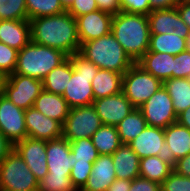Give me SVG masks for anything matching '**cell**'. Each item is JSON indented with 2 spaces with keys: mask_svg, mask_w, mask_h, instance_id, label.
Returning <instances> with one entry per match:
<instances>
[{
  "mask_svg": "<svg viewBox=\"0 0 190 191\" xmlns=\"http://www.w3.org/2000/svg\"><path fill=\"white\" fill-rule=\"evenodd\" d=\"M27 137L39 140H53L62 137V124L46 117L33 106L25 110Z\"/></svg>",
  "mask_w": 190,
  "mask_h": 191,
  "instance_id": "obj_16",
  "label": "cell"
},
{
  "mask_svg": "<svg viewBox=\"0 0 190 191\" xmlns=\"http://www.w3.org/2000/svg\"><path fill=\"white\" fill-rule=\"evenodd\" d=\"M6 76L0 71V95L3 94V86L5 82Z\"/></svg>",
  "mask_w": 190,
  "mask_h": 191,
  "instance_id": "obj_51",
  "label": "cell"
},
{
  "mask_svg": "<svg viewBox=\"0 0 190 191\" xmlns=\"http://www.w3.org/2000/svg\"><path fill=\"white\" fill-rule=\"evenodd\" d=\"M93 163L76 162L72 169L70 178L73 186L77 191H80L86 184L92 171Z\"/></svg>",
  "mask_w": 190,
  "mask_h": 191,
  "instance_id": "obj_37",
  "label": "cell"
},
{
  "mask_svg": "<svg viewBox=\"0 0 190 191\" xmlns=\"http://www.w3.org/2000/svg\"><path fill=\"white\" fill-rule=\"evenodd\" d=\"M48 173L70 175L73 162L70 142L63 137L46 141Z\"/></svg>",
  "mask_w": 190,
  "mask_h": 191,
  "instance_id": "obj_17",
  "label": "cell"
},
{
  "mask_svg": "<svg viewBox=\"0 0 190 191\" xmlns=\"http://www.w3.org/2000/svg\"><path fill=\"white\" fill-rule=\"evenodd\" d=\"M42 91L43 81L12 73L6 76L2 95L18 108L27 110L34 105L35 99Z\"/></svg>",
  "mask_w": 190,
  "mask_h": 191,
  "instance_id": "obj_9",
  "label": "cell"
},
{
  "mask_svg": "<svg viewBox=\"0 0 190 191\" xmlns=\"http://www.w3.org/2000/svg\"><path fill=\"white\" fill-rule=\"evenodd\" d=\"M33 107L46 117L54 119L62 125L71 109L62 95L50 93L45 90L35 99Z\"/></svg>",
  "mask_w": 190,
  "mask_h": 191,
  "instance_id": "obj_23",
  "label": "cell"
},
{
  "mask_svg": "<svg viewBox=\"0 0 190 191\" xmlns=\"http://www.w3.org/2000/svg\"><path fill=\"white\" fill-rule=\"evenodd\" d=\"M67 58L68 56L58 49L30 41L18 51L14 73L43 81L49 72Z\"/></svg>",
  "mask_w": 190,
  "mask_h": 191,
  "instance_id": "obj_4",
  "label": "cell"
},
{
  "mask_svg": "<svg viewBox=\"0 0 190 191\" xmlns=\"http://www.w3.org/2000/svg\"><path fill=\"white\" fill-rule=\"evenodd\" d=\"M129 191H161V184L139 176L131 181Z\"/></svg>",
  "mask_w": 190,
  "mask_h": 191,
  "instance_id": "obj_42",
  "label": "cell"
},
{
  "mask_svg": "<svg viewBox=\"0 0 190 191\" xmlns=\"http://www.w3.org/2000/svg\"><path fill=\"white\" fill-rule=\"evenodd\" d=\"M190 76V52L187 50L174 56V70L172 78H189Z\"/></svg>",
  "mask_w": 190,
  "mask_h": 191,
  "instance_id": "obj_39",
  "label": "cell"
},
{
  "mask_svg": "<svg viewBox=\"0 0 190 191\" xmlns=\"http://www.w3.org/2000/svg\"><path fill=\"white\" fill-rule=\"evenodd\" d=\"M173 171V163L166 155L140 159L139 176L161 184Z\"/></svg>",
  "mask_w": 190,
  "mask_h": 191,
  "instance_id": "obj_25",
  "label": "cell"
},
{
  "mask_svg": "<svg viewBox=\"0 0 190 191\" xmlns=\"http://www.w3.org/2000/svg\"><path fill=\"white\" fill-rule=\"evenodd\" d=\"M182 0H149L151 12L177 7Z\"/></svg>",
  "mask_w": 190,
  "mask_h": 191,
  "instance_id": "obj_45",
  "label": "cell"
},
{
  "mask_svg": "<svg viewBox=\"0 0 190 191\" xmlns=\"http://www.w3.org/2000/svg\"><path fill=\"white\" fill-rule=\"evenodd\" d=\"M79 52L98 68L123 75L135 63L111 32L98 39L84 42Z\"/></svg>",
  "mask_w": 190,
  "mask_h": 191,
  "instance_id": "obj_3",
  "label": "cell"
},
{
  "mask_svg": "<svg viewBox=\"0 0 190 191\" xmlns=\"http://www.w3.org/2000/svg\"><path fill=\"white\" fill-rule=\"evenodd\" d=\"M25 110L0 95V133L12 144L27 137Z\"/></svg>",
  "mask_w": 190,
  "mask_h": 191,
  "instance_id": "obj_11",
  "label": "cell"
},
{
  "mask_svg": "<svg viewBox=\"0 0 190 191\" xmlns=\"http://www.w3.org/2000/svg\"><path fill=\"white\" fill-rule=\"evenodd\" d=\"M91 140L99 155H112L122 145L117 128L104 124L93 134Z\"/></svg>",
  "mask_w": 190,
  "mask_h": 191,
  "instance_id": "obj_30",
  "label": "cell"
},
{
  "mask_svg": "<svg viewBox=\"0 0 190 191\" xmlns=\"http://www.w3.org/2000/svg\"><path fill=\"white\" fill-rule=\"evenodd\" d=\"M29 22L32 42L58 49L68 57L80 51L76 18L67 11Z\"/></svg>",
  "mask_w": 190,
  "mask_h": 191,
  "instance_id": "obj_1",
  "label": "cell"
},
{
  "mask_svg": "<svg viewBox=\"0 0 190 191\" xmlns=\"http://www.w3.org/2000/svg\"><path fill=\"white\" fill-rule=\"evenodd\" d=\"M116 179L112 155H99L85 186L80 191H106Z\"/></svg>",
  "mask_w": 190,
  "mask_h": 191,
  "instance_id": "obj_20",
  "label": "cell"
},
{
  "mask_svg": "<svg viewBox=\"0 0 190 191\" xmlns=\"http://www.w3.org/2000/svg\"><path fill=\"white\" fill-rule=\"evenodd\" d=\"M73 2L74 0H60V3L62 4L65 10H67L72 5Z\"/></svg>",
  "mask_w": 190,
  "mask_h": 191,
  "instance_id": "obj_50",
  "label": "cell"
},
{
  "mask_svg": "<svg viewBox=\"0 0 190 191\" xmlns=\"http://www.w3.org/2000/svg\"><path fill=\"white\" fill-rule=\"evenodd\" d=\"M13 149V145L0 133V162Z\"/></svg>",
  "mask_w": 190,
  "mask_h": 191,
  "instance_id": "obj_48",
  "label": "cell"
},
{
  "mask_svg": "<svg viewBox=\"0 0 190 191\" xmlns=\"http://www.w3.org/2000/svg\"><path fill=\"white\" fill-rule=\"evenodd\" d=\"M117 179L133 180L139 177L140 158L128 144H122L113 154Z\"/></svg>",
  "mask_w": 190,
  "mask_h": 191,
  "instance_id": "obj_24",
  "label": "cell"
},
{
  "mask_svg": "<svg viewBox=\"0 0 190 191\" xmlns=\"http://www.w3.org/2000/svg\"><path fill=\"white\" fill-rule=\"evenodd\" d=\"M18 51L0 42V71L5 75L14 73Z\"/></svg>",
  "mask_w": 190,
  "mask_h": 191,
  "instance_id": "obj_36",
  "label": "cell"
},
{
  "mask_svg": "<svg viewBox=\"0 0 190 191\" xmlns=\"http://www.w3.org/2000/svg\"><path fill=\"white\" fill-rule=\"evenodd\" d=\"M0 20H28L26 0H0Z\"/></svg>",
  "mask_w": 190,
  "mask_h": 191,
  "instance_id": "obj_34",
  "label": "cell"
},
{
  "mask_svg": "<svg viewBox=\"0 0 190 191\" xmlns=\"http://www.w3.org/2000/svg\"><path fill=\"white\" fill-rule=\"evenodd\" d=\"M173 170L179 175L190 177V154L174 162Z\"/></svg>",
  "mask_w": 190,
  "mask_h": 191,
  "instance_id": "obj_44",
  "label": "cell"
},
{
  "mask_svg": "<svg viewBox=\"0 0 190 191\" xmlns=\"http://www.w3.org/2000/svg\"><path fill=\"white\" fill-rule=\"evenodd\" d=\"M111 33L135 63L148 51L150 28L147 15L120 11L113 15Z\"/></svg>",
  "mask_w": 190,
  "mask_h": 191,
  "instance_id": "obj_2",
  "label": "cell"
},
{
  "mask_svg": "<svg viewBox=\"0 0 190 191\" xmlns=\"http://www.w3.org/2000/svg\"><path fill=\"white\" fill-rule=\"evenodd\" d=\"M182 21L190 29V0H182L181 3L176 7Z\"/></svg>",
  "mask_w": 190,
  "mask_h": 191,
  "instance_id": "obj_46",
  "label": "cell"
},
{
  "mask_svg": "<svg viewBox=\"0 0 190 191\" xmlns=\"http://www.w3.org/2000/svg\"><path fill=\"white\" fill-rule=\"evenodd\" d=\"M131 188V180L115 179L106 191H129Z\"/></svg>",
  "mask_w": 190,
  "mask_h": 191,
  "instance_id": "obj_47",
  "label": "cell"
},
{
  "mask_svg": "<svg viewBox=\"0 0 190 191\" xmlns=\"http://www.w3.org/2000/svg\"><path fill=\"white\" fill-rule=\"evenodd\" d=\"M150 35L173 33L178 37L186 39L190 29L182 21L176 7L164 10H155L147 15Z\"/></svg>",
  "mask_w": 190,
  "mask_h": 191,
  "instance_id": "obj_14",
  "label": "cell"
},
{
  "mask_svg": "<svg viewBox=\"0 0 190 191\" xmlns=\"http://www.w3.org/2000/svg\"><path fill=\"white\" fill-rule=\"evenodd\" d=\"M69 58L73 65V72L62 97L70 108L93 104L91 81L99 68L80 52H75Z\"/></svg>",
  "mask_w": 190,
  "mask_h": 191,
  "instance_id": "obj_5",
  "label": "cell"
},
{
  "mask_svg": "<svg viewBox=\"0 0 190 191\" xmlns=\"http://www.w3.org/2000/svg\"><path fill=\"white\" fill-rule=\"evenodd\" d=\"M161 191H190V177L179 175L173 170L161 183Z\"/></svg>",
  "mask_w": 190,
  "mask_h": 191,
  "instance_id": "obj_38",
  "label": "cell"
},
{
  "mask_svg": "<svg viewBox=\"0 0 190 191\" xmlns=\"http://www.w3.org/2000/svg\"><path fill=\"white\" fill-rule=\"evenodd\" d=\"M38 191H77L70 175L48 173L38 183Z\"/></svg>",
  "mask_w": 190,
  "mask_h": 191,
  "instance_id": "obj_35",
  "label": "cell"
},
{
  "mask_svg": "<svg viewBox=\"0 0 190 191\" xmlns=\"http://www.w3.org/2000/svg\"><path fill=\"white\" fill-rule=\"evenodd\" d=\"M73 162L94 163L99 156L91 138H82L70 142Z\"/></svg>",
  "mask_w": 190,
  "mask_h": 191,
  "instance_id": "obj_33",
  "label": "cell"
},
{
  "mask_svg": "<svg viewBox=\"0 0 190 191\" xmlns=\"http://www.w3.org/2000/svg\"><path fill=\"white\" fill-rule=\"evenodd\" d=\"M13 149L24 160L38 181L48 174L45 140L26 137L16 142L13 145Z\"/></svg>",
  "mask_w": 190,
  "mask_h": 191,
  "instance_id": "obj_12",
  "label": "cell"
},
{
  "mask_svg": "<svg viewBox=\"0 0 190 191\" xmlns=\"http://www.w3.org/2000/svg\"><path fill=\"white\" fill-rule=\"evenodd\" d=\"M139 109L148 126L165 129L177 122L172 99L163 85Z\"/></svg>",
  "mask_w": 190,
  "mask_h": 191,
  "instance_id": "obj_10",
  "label": "cell"
},
{
  "mask_svg": "<svg viewBox=\"0 0 190 191\" xmlns=\"http://www.w3.org/2000/svg\"><path fill=\"white\" fill-rule=\"evenodd\" d=\"M99 10L116 15L121 11L119 0H96Z\"/></svg>",
  "mask_w": 190,
  "mask_h": 191,
  "instance_id": "obj_43",
  "label": "cell"
},
{
  "mask_svg": "<svg viewBox=\"0 0 190 191\" xmlns=\"http://www.w3.org/2000/svg\"><path fill=\"white\" fill-rule=\"evenodd\" d=\"M101 125L93 104L71 108L62 126V137L69 142L91 138Z\"/></svg>",
  "mask_w": 190,
  "mask_h": 191,
  "instance_id": "obj_8",
  "label": "cell"
},
{
  "mask_svg": "<svg viewBox=\"0 0 190 191\" xmlns=\"http://www.w3.org/2000/svg\"><path fill=\"white\" fill-rule=\"evenodd\" d=\"M162 85L159 79L134 63L123 75L122 93L135 108H139Z\"/></svg>",
  "mask_w": 190,
  "mask_h": 191,
  "instance_id": "obj_7",
  "label": "cell"
},
{
  "mask_svg": "<svg viewBox=\"0 0 190 191\" xmlns=\"http://www.w3.org/2000/svg\"><path fill=\"white\" fill-rule=\"evenodd\" d=\"M148 51L178 55L186 51V39L173 33L150 35Z\"/></svg>",
  "mask_w": 190,
  "mask_h": 191,
  "instance_id": "obj_31",
  "label": "cell"
},
{
  "mask_svg": "<svg viewBox=\"0 0 190 191\" xmlns=\"http://www.w3.org/2000/svg\"><path fill=\"white\" fill-rule=\"evenodd\" d=\"M177 122L190 130V106L177 115Z\"/></svg>",
  "mask_w": 190,
  "mask_h": 191,
  "instance_id": "obj_49",
  "label": "cell"
},
{
  "mask_svg": "<svg viewBox=\"0 0 190 191\" xmlns=\"http://www.w3.org/2000/svg\"><path fill=\"white\" fill-rule=\"evenodd\" d=\"M172 99L176 115L190 106V81L188 78H170L163 82Z\"/></svg>",
  "mask_w": 190,
  "mask_h": 191,
  "instance_id": "obj_27",
  "label": "cell"
},
{
  "mask_svg": "<svg viewBox=\"0 0 190 191\" xmlns=\"http://www.w3.org/2000/svg\"><path fill=\"white\" fill-rule=\"evenodd\" d=\"M39 181L19 154L12 149L0 162V189L38 191Z\"/></svg>",
  "mask_w": 190,
  "mask_h": 191,
  "instance_id": "obj_6",
  "label": "cell"
},
{
  "mask_svg": "<svg viewBox=\"0 0 190 191\" xmlns=\"http://www.w3.org/2000/svg\"><path fill=\"white\" fill-rule=\"evenodd\" d=\"M136 63L162 83L172 78V71L174 70L173 55L147 51Z\"/></svg>",
  "mask_w": 190,
  "mask_h": 191,
  "instance_id": "obj_22",
  "label": "cell"
},
{
  "mask_svg": "<svg viewBox=\"0 0 190 191\" xmlns=\"http://www.w3.org/2000/svg\"><path fill=\"white\" fill-rule=\"evenodd\" d=\"M28 20L65 12L60 0H26Z\"/></svg>",
  "mask_w": 190,
  "mask_h": 191,
  "instance_id": "obj_32",
  "label": "cell"
},
{
  "mask_svg": "<svg viewBox=\"0 0 190 191\" xmlns=\"http://www.w3.org/2000/svg\"><path fill=\"white\" fill-rule=\"evenodd\" d=\"M30 41L29 20H0V42L20 51Z\"/></svg>",
  "mask_w": 190,
  "mask_h": 191,
  "instance_id": "obj_21",
  "label": "cell"
},
{
  "mask_svg": "<svg viewBox=\"0 0 190 191\" xmlns=\"http://www.w3.org/2000/svg\"><path fill=\"white\" fill-rule=\"evenodd\" d=\"M119 2L123 12L144 15L151 13L149 0H119Z\"/></svg>",
  "mask_w": 190,
  "mask_h": 191,
  "instance_id": "obj_40",
  "label": "cell"
},
{
  "mask_svg": "<svg viewBox=\"0 0 190 191\" xmlns=\"http://www.w3.org/2000/svg\"><path fill=\"white\" fill-rule=\"evenodd\" d=\"M112 18L113 15L99 9L76 17L80 45L109 34Z\"/></svg>",
  "mask_w": 190,
  "mask_h": 191,
  "instance_id": "obj_15",
  "label": "cell"
},
{
  "mask_svg": "<svg viewBox=\"0 0 190 191\" xmlns=\"http://www.w3.org/2000/svg\"><path fill=\"white\" fill-rule=\"evenodd\" d=\"M98 9L96 0H74L72 5L66 11L76 18Z\"/></svg>",
  "mask_w": 190,
  "mask_h": 191,
  "instance_id": "obj_41",
  "label": "cell"
},
{
  "mask_svg": "<svg viewBox=\"0 0 190 191\" xmlns=\"http://www.w3.org/2000/svg\"><path fill=\"white\" fill-rule=\"evenodd\" d=\"M165 155L172 162L190 154V130L178 122L164 129Z\"/></svg>",
  "mask_w": 190,
  "mask_h": 191,
  "instance_id": "obj_19",
  "label": "cell"
},
{
  "mask_svg": "<svg viewBox=\"0 0 190 191\" xmlns=\"http://www.w3.org/2000/svg\"><path fill=\"white\" fill-rule=\"evenodd\" d=\"M147 126V122L139 108H134L117 126L122 144L135 139Z\"/></svg>",
  "mask_w": 190,
  "mask_h": 191,
  "instance_id": "obj_29",
  "label": "cell"
},
{
  "mask_svg": "<svg viewBox=\"0 0 190 191\" xmlns=\"http://www.w3.org/2000/svg\"><path fill=\"white\" fill-rule=\"evenodd\" d=\"M186 50L190 52V33L189 36L186 38Z\"/></svg>",
  "mask_w": 190,
  "mask_h": 191,
  "instance_id": "obj_52",
  "label": "cell"
},
{
  "mask_svg": "<svg viewBox=\"0 0 190 191\" xmlns=\"http://www.w3.org/2000/svg\"><path fill=\"white\" fill-rule=\"evenodd\" d=\"M73 72V65L68 57L58 67H55L43 79V90L63 95L65 88L70 81Z\"/></svg>",
  "mask_w": 190,
  "mask_h": 191,
  "instance_id": "obj_28",
  "label": "cell"
},
{
  "mask_svg": "<svg viewBox=\"0 0 190 191\" xmlns=\"http://www.w3.org/2000/svg\"><path fill=\"white\" fill-rule=\"evenodd\" d=\"M93 106L102 124L115 127L135 108L122 92L96 99Z\"/></svg>",
  "mask_w": 190,
  "mask_h": 191,
  "instance_id": "obj_13",
  "label": "cell"
},
{
  "mask_svg": "<svg viewBox=\"0 0 190 191\" xmlns=\"http://www.w3.org/2000/svg\"><path fill=\"white\" fill-rule=\"evenodd\" d=\"M128 145L140 159L149 156L165 155L164 129L147 125Z\"/></svg>",
  "mask_w": 190,
  "mask_h": 191,
  "instance_id": "obj_18",
  "label": "cell"
},
{
  "mask_svg": "<svg viewBox=\"0 0 190 191\" xmlns=\"http://www.w3.org/2000/svg\"><path fill=\"white\" fill-rule=\"evenodd\" d=\"M122 81L123 74L99 68L91 81L94 100L122 92Z\"/></svg>",
  "mask_w": 190,
  "mask_h": 191,
  "instance_id": "obj_26",
  "label": "cell"
}]
</instances>
